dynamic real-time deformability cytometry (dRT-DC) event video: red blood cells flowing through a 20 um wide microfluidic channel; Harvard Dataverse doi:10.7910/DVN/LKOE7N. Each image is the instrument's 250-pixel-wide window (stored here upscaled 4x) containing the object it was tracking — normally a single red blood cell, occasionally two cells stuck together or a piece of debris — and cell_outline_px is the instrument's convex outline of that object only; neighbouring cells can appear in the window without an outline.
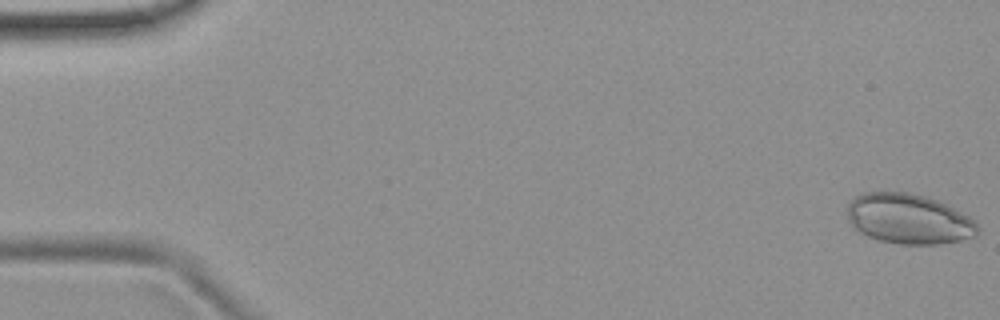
{"species": "common noctule bat (a hibernating species)", "species_latin": "Nyctalus noctula", "temperature_condition": "room temperature", "stored_images_in_passage": 53, "camera_frame_rate_fps": 3000, "um_per_image_px": 0.085, "animal": {"sex": "female", "body_mass_g": 19.9}, "frame": {"image": 1, "passage_image": 1, "time_ms": 0.0, "image_size_px": [1000, 320], "cell_outline_px": [[980, 232], [976, 236], [960, 240], [940, 244], [900, 244], [880, 240], [868, 236], [860, 232], [852, 224], [848, 216], [848, 204], [856, 196], [864, 192], [908, 192], [924, 196], [936, 200], [976, 220], [980, 228]], "centroid_in_image_um": [77.28, 18.61], "position_along_channel_um": 7.7, "area_um2": 37.86}}
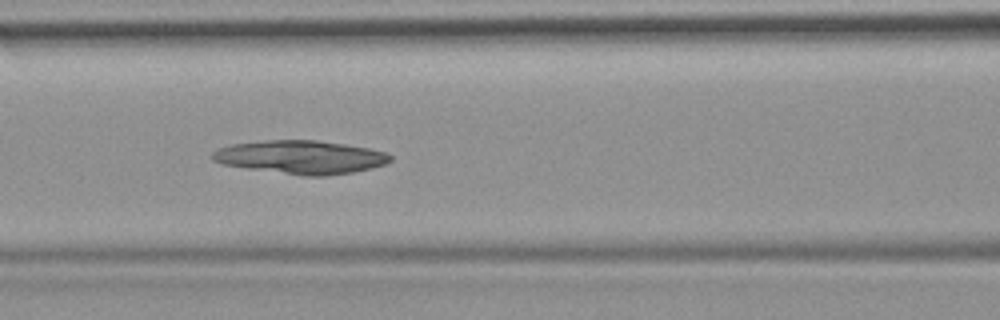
{"frame": {"image": 2, "passage_image": 23, "time_ms": 7.333, "image_size_px": [1000, 320], "cell_outline_px": [[392, 160], [384, 164], [372, 168], [352, 172], [324, 176], [304, 176], [220, 164], [212, 160], [208, 156], [212, 152], [220, 148], [232, 144], [264, 140], [316, 140], [344, 144], [368, 148], [388, 152], [392, 156]], "centroid_in_image_um": [25.55, 13.35], "position_along_channel_um": 141.1, "area_um2": 34.68}}
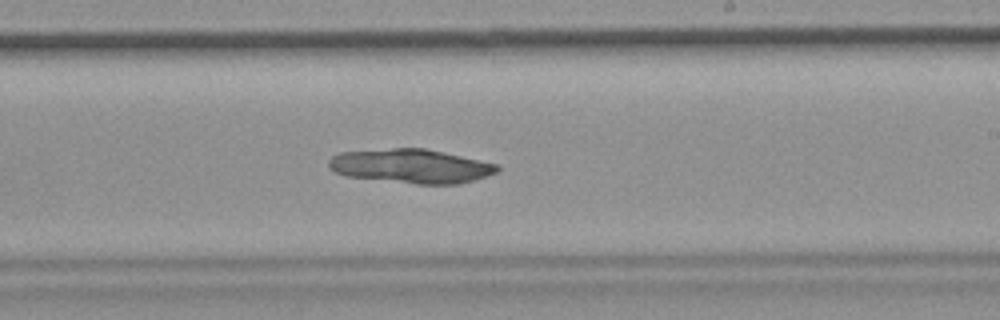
{"frame": {"image": 3, "passage_image": 32, "time_ms": 10.333, "image_size_px": [1000, 320], "cell_outline_px": [[500, 168], [496, 172], [476, 180], [460, 184], [416, 184], [348, 176], [336, 172], [328, 168], [328, 160], [332, 156], [340, 152], [392, 148], [424, 148], [496, 164]], "centroid_in_image_um": [34.91, 14.12], "position_along_channel_um": 254.1, "area_um2": 33.23}}